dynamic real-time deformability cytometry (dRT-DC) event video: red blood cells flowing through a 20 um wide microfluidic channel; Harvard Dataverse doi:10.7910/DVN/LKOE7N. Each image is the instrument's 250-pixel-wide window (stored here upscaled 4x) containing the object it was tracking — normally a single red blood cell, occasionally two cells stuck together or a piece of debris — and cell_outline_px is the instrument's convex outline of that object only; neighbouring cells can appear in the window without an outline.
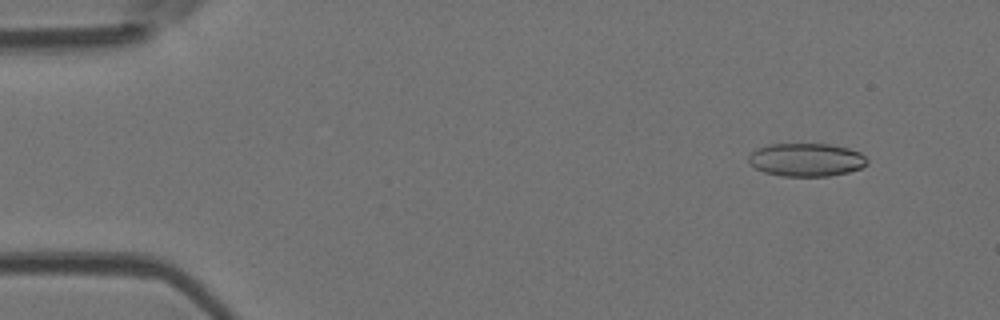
{"species": "Egyptian fruit bat (a non-hibernating species)", "species_latin": "Rousettus aegyptiacus", "temperature_condition": "room temperature", "stored_images_in_passage": 53, "camera_frame_rate_fps": 3000, "um_per_image_px": 0.085, "animal": {"sex": "female"}, "frame": {"image": 1, "passage_image": 5, "time_ms": 1.333, "image_size_px": [1000, 320], "cell_outline_px": [[868, 164], [860, 168], [848, 172], [828, 176], [784, 176], [764, 172], [756, 168], [748, 160], [748, 156], [756, 148], [768, 144], [828, 144], [848, 148], [860, 152], [868, 160]], "centroid_in_image_um": [68.54, 13.57], "position_along_channel_um": 16.5, "area_um2": 22.89}}
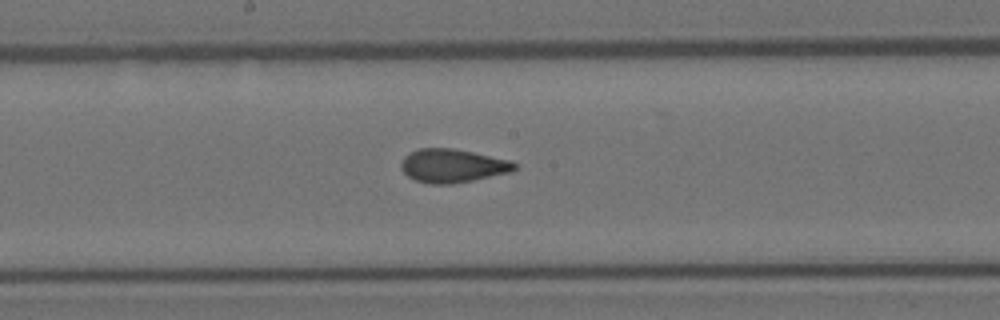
{"frame": {"image": 2, "passage_image": 28, "time_ms": 9.0, "image_size_px": [1000, 320], "cell_outline_px": [[520, 164], [512, 172], [452, 184], [428, 184], [416, 180], [408, 176], [400, 168], [400, 164], [404, 156], [420, 148], [452, 148], [512, 160]], "centroid_in_image_um": [38.5, 14.09], "position_along_channel_um": 209.7, "area_um2": 22.25}}
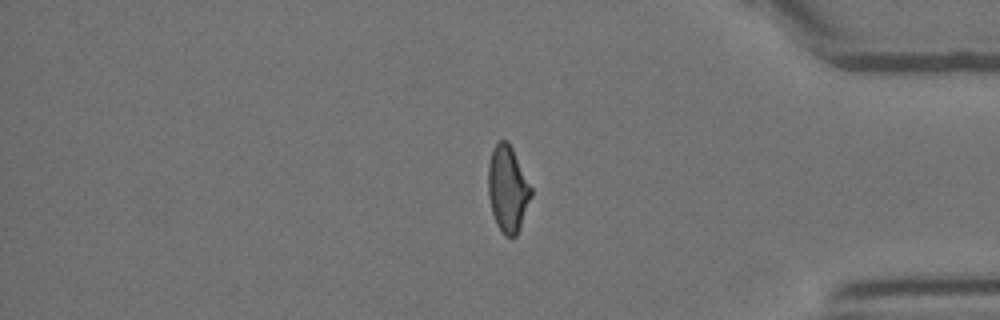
{"frame": {"image": 3, "passage_image": 44, "time_ms": 14.333, "image_size_px": [1000, 320], "cell_outline_px": [[532, 196], [520, 228], [516, 236], [504, 236], [496, 224], [492, 212], [488, 196], [488, 164], [492, 148], [500, 140], [508, 140], [532, 188]], "centroid_in_image_um": [43.15, 16.06], "position_along_channel_um": 392.1, "area_um2": 21.68}, "authors_computed_cell_mechanics": {"area_um2": 22.1952, "velocity_mm_per_s": 3.8613, "shape_relaxation_time_tau1_ms": null, "shape_relaxation_time_tau2_ms": 1.2619, "deformation_change_tau1": null, "deformation_change_tau2": 0.0701}}